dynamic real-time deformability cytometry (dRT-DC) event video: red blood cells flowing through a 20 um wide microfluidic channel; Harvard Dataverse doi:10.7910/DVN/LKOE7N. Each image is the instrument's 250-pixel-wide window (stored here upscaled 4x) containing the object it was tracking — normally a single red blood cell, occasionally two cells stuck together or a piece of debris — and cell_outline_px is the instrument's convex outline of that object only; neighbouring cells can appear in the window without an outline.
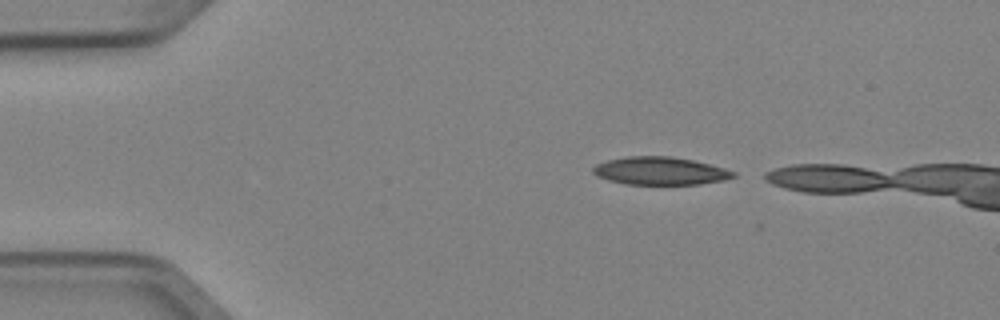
{"species": "Egyptian fruit bat (a non-hibernating species)", "species_latin": "Rousettus aegyptiacus", "temperature_condition": "cold", "stored_images_in_passage": 4, "camera_frame_rate_fps": 3000, "um_per_image_px": 0.085, "animal": {"sex": "female"}, "frame": {"image": 1, "passage_image": 2, "time_ms": 0.333, "image_size_px": [1000, 320], "cell_outline_px": [[736, 176], [724, 180], [700, 184], [624, 184], [608, 180], [596, 176], [592, 172], [592, 168], [596, 164], [608, 160], [628, 156], [668, 156], [692, 160], [724, 168], [736, 172]], "centroid_in_image_um": [56.09, 14.53], "position_along_channel_um": 28.9, "area_um2": 22.72}}